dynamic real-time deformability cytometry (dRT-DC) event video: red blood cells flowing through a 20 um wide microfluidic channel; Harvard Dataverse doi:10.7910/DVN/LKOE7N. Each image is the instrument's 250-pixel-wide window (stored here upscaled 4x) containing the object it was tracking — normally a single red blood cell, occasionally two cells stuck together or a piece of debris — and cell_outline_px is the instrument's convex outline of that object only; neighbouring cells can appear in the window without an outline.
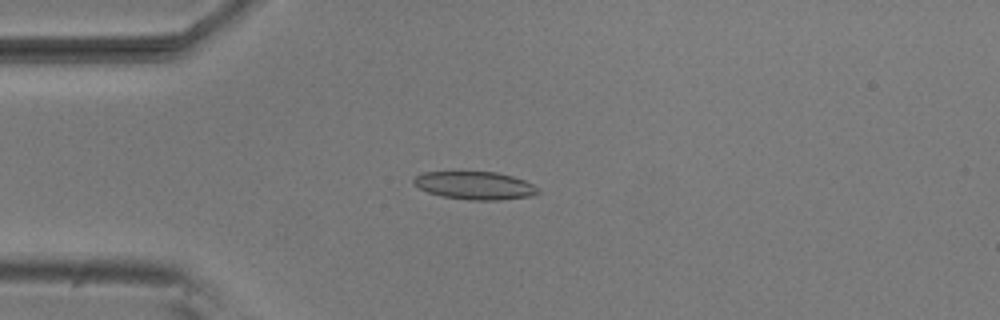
{"species": "common noctule bat (a hibernating species)", "species_latin": "Nyctalus noctula", "temperature_condition": "room temperature", "stored_images_in_passage": 6, "camera_frame_rate_fps": 3000, "um_per_image_px": 0.085, "animal": {"sex": "male", "body_mass_g": 20.5, "forearm_length_mm": 52.5}, "frame": {"image": 1, "passage_image": 2, "time_ms": 0.333, "image_size_px": [1000, 320], "cell_outline_px": [[540, 192], [532, 196], [500, 200], [472, 200], [440, 196], [428, 192], [412, 184], [412, 180], [420, 172], [496, 172], [512, 176], [524, 180], [532, 184]], "centroid_in_image_um": [40.33, 15.77], "position_along_channel_um": 44.7, "area_um2": 20.23}}
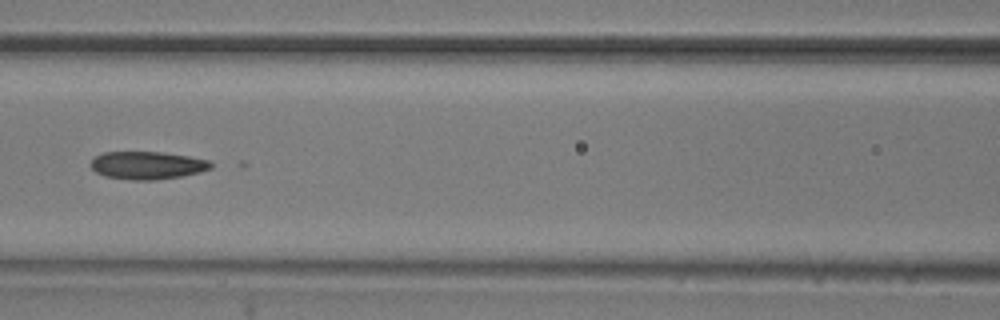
{"frame": {"image": 2, "passage_image": 5, "time_ms": 1.333, "image_size_px": [1000, 320], "cell_outline_px": [[212, 168], [200, 172], [180, 176], [156, 180], [132, 180], [104, 176], [96, 172], [92, 168], [92, 160], [96, 156], [104, 152], [164, 152], [188, 156], [208, 160], [212, 164]], "centroid_in_image_um": [12.53, 14.05], "position_along_channel_um": 154.1, "area_um2": 19.36}}
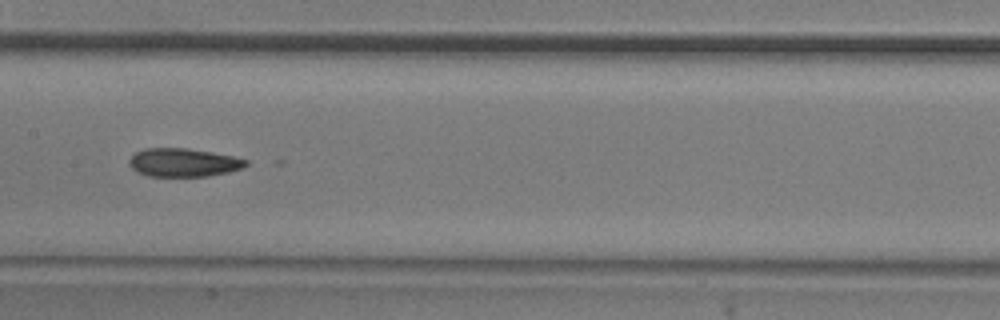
{"frame": {"image": 3, "passage_image": 6, "time_ms": 1.667, "image_size_px": [1000, 320], "cell_outline_px": [[248, 164], [244, 168], [228, 172], [208, 176], [148, 176], [136, 172], [128, 164], [128, 160], [136, 152], [144, 148], [188, 148], [212, 152], [232, 156], [248, 160]], "centroid_in_image_um": [15.58, 13.81], "position_along_channel_um": 191.8, "area_um2": 19.42}}